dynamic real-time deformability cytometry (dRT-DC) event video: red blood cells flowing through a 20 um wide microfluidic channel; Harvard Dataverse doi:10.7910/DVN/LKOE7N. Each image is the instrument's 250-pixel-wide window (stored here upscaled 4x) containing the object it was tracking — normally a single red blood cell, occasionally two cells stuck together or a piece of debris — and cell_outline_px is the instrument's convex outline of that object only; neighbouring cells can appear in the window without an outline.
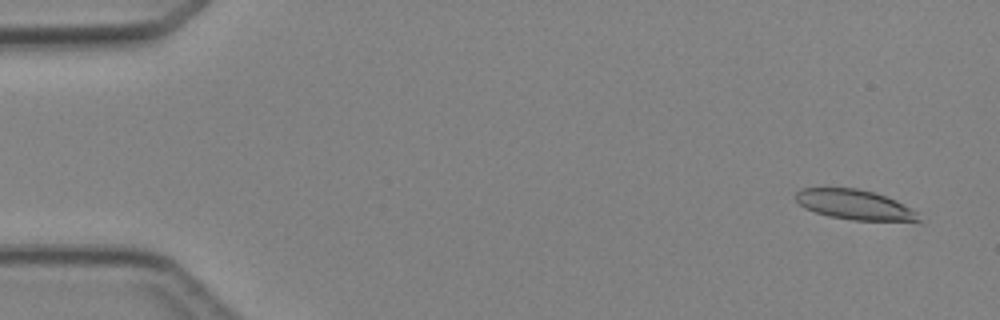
{"species": "Egyptian fruit bat (a non-hibernating species)", "species_latin": "Rousettus aegyptiacus", "temperature_condition": "cold", "stored_images_in_passage": 4, "camera_frame_rate_fps": 3000, "um_per_image_px": 0.085, "animal": {"sex": "female"}, "frame": {"image": 1, "passage_image": 1, "time_ms": 0.0, "image_size_px": [1000, 320], "cell_outline_px": [[920, 220], [852, 220], [828, 216], [804, 208], [796, 200], [796, 192], [800, 188], [856, 188], [872, 192], [896, 200], [916, 212]], "centroid_in_image_um": [72.56, 17.38], "position_along_channel_um": 12.4, "area_um2": 20.92}}
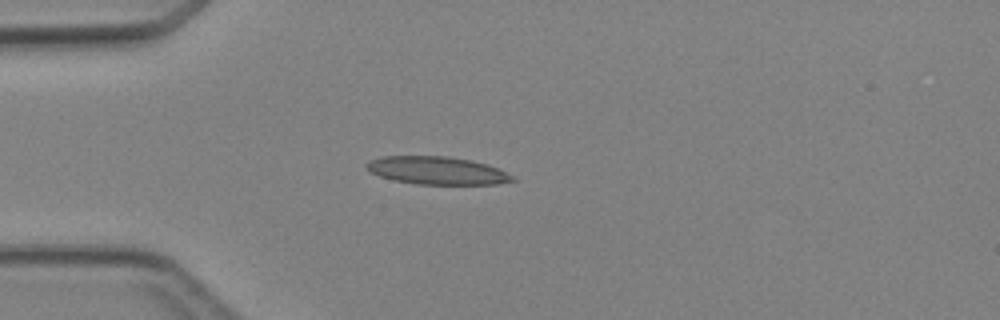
{"frame": {"image": 2, "passage_image": 4, "time_ms": 3.333, "image_size_px": [1000, 320], "cell_outline_px": [[516, 180], [496, 184], [416, 184], [392, 180], [368, 172], [364, 168], [364, 164], [368, 160], [380, 156], [448, 156], [472, 160], [488, 164], [512, 176]], "centroid_in_image_um": [37.05, 14.48], "position_along_channel_um": 48.0, "area_um2": 23.87}}